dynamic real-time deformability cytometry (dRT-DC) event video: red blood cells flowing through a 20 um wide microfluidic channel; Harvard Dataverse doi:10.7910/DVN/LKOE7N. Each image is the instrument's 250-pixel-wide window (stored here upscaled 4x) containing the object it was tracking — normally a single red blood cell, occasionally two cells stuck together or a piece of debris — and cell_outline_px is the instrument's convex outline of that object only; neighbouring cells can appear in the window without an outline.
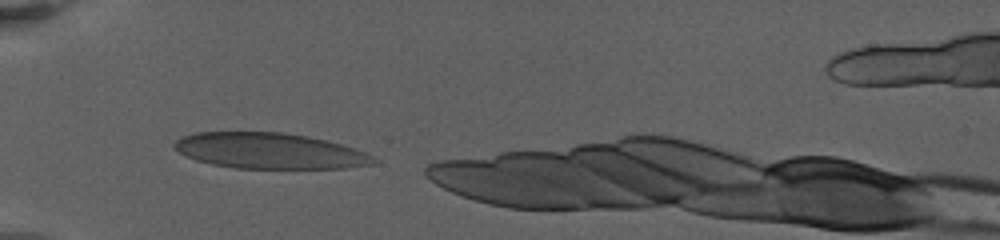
{"species": "human", "species_latin": "Homo sapiens", "temperature_condition": "warm", "stored_images_in_passage": 41, "camera_frame_rate_fps": 3000, "um_per_image_px": 0.085, "donor": {"sex": "female"}, "frame": {"image": 1, "passage_image": 1, "time_ms": 0.0, "image_size_px": [1000, 240], "cell_outline_px": [[380, 160], [376, 164], [344, 168], [236, 168], [212, 164], [196, 160], [184, 156], [172, 144], [176, 140], [184, 136], [196, 132], [284, 132], [308, 136], [340, 144], [364, 152]], "centroid_in_image_um": [22.92, 12.82], "position_along_channel_um": 62.1, "area_um2": 41.44}}
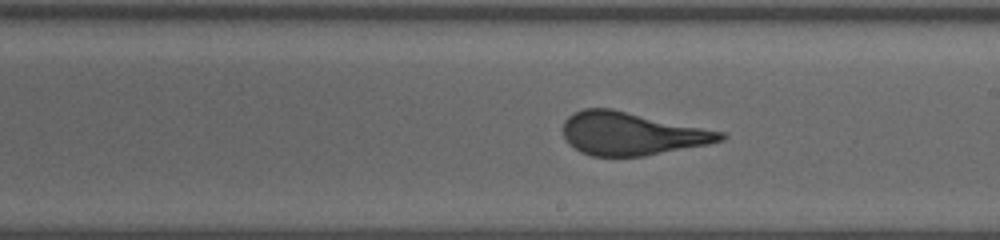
{"frame": {"image": 2, "passage_image": 21, "time_ms": 5.667, "image_size_px": [1000, 240], "cell_outline_px": [[728, 136], [724, 140], [708, 144], [644, 156], [592, 156], [580, 152], [568, 144], [564, 140], [564, 120], [568, 116], [584, 108], [612, 108], [724, 132]], "centroid_in_image_um": [53.68, 11.36], "position_along_channel_um": 235.3, "area_um2": 39.48}}
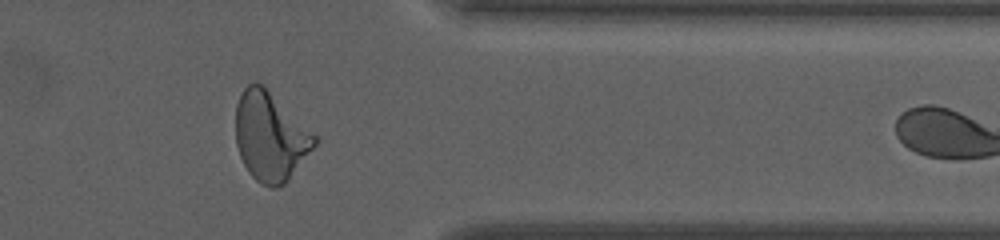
{"frame": {"image": 3, "passage_image": 38, "time_ms": 10.667, "image_size_px": [1000, 240], "cell_outline_px": [[316, 144], [288, 180], [284, 184], [276, 188], [272, 188], [260, 184], [248, 172], [240, 156], [236, 144], [236, 104], [244, 88], [248, 84], [256, 80], [264, 84], [316, 136]], "centroid_in_image_um": [22.95, 11.59], "position_along_channel_um": 388.5, "area_um2": 40.75}}